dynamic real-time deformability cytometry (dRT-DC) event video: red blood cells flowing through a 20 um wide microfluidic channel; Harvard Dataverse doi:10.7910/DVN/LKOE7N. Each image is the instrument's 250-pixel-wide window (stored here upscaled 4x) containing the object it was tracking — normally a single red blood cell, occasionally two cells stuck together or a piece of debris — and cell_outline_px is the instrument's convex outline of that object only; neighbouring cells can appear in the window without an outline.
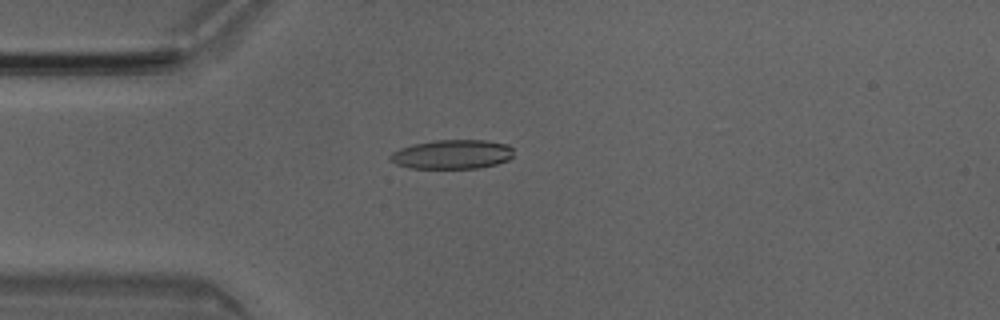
{"species": "Egyptian fruit bat (a non-hibernating species)", "species_latin": "Rousettus aegyptiacus", "temperature_condition": "room temperature", "stored_images_in_passage": 46, "camera_frame_rate_fps": 3000, "um_per_image_px": 0.085, "animal": {"sex": "male"}, "frame": {"image": 1, "passage_image": 13, "time_ms": 4.0, "image_size_px": [1000, 320], "cell_outline_px": [[512, 156], [508, 160], [496, 164], [480, 168], [408, 168], [396, 164], [388, 160], [388, 156], [392, 152], [400, 148], [412, 144], [432, 140], [484, 140], [508, 144], [512, 148]], "centroid_in_image_um": [38.39, 13.12], "position_along_channel_um": 46.6, "area_um2": 21.21}}
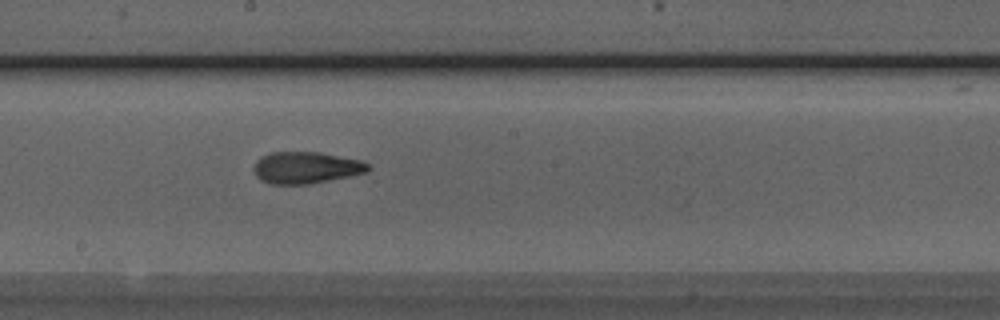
{"frame": {"image": 2, "passage_image": 27, "time_ms": 8.667, "image_size_px": [1000, 320], "cell_outline_px": [[372, 168], [368, 172], [352, 176], [308, 184], [272, 184], [260, 180], [256, 176], [252, 168], [256, 160], [260, 156], [272, 152], [320, 152], [364, 160]], "centroid_in_image_um": [26.04, 14.24], "position_along_channel_um": 222.2, "area_um2": 21.56}}
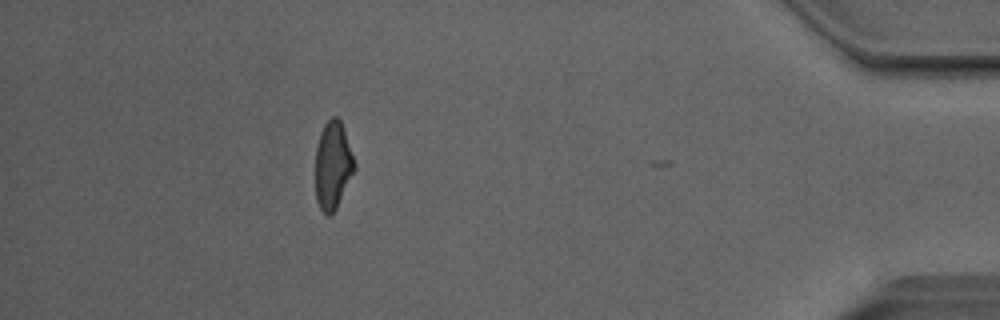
{"frame": {"image": 3, "passage_image": 45, "time_ms": 14.667, "image_size_px": [1000, 320], "cell_outline_px": [[356, 168], [336, 208], [328, 216], [320, 208], [316, 200], [316, 148], [320, 132], [324, 124], [332, 116], [336, 116], [340, 120], [344, 128], [356, 164]], "centroid_in_image_um": [28.3, 14.02], "position_along_channel_um": 406.9, "area_um2": 19.88}, "authors_computed_cell_mechanics": {"area_um2": 21.1548, "velocity_mm_per_s": 4.0483, "shape_relaxation_time_tau1_ms": 6.0439, "shape_relaxation_time_tau2_ms": 2.1193, "deformation_change_tau1": 0.1783, "deformation_change_tau2": 0.0954}}